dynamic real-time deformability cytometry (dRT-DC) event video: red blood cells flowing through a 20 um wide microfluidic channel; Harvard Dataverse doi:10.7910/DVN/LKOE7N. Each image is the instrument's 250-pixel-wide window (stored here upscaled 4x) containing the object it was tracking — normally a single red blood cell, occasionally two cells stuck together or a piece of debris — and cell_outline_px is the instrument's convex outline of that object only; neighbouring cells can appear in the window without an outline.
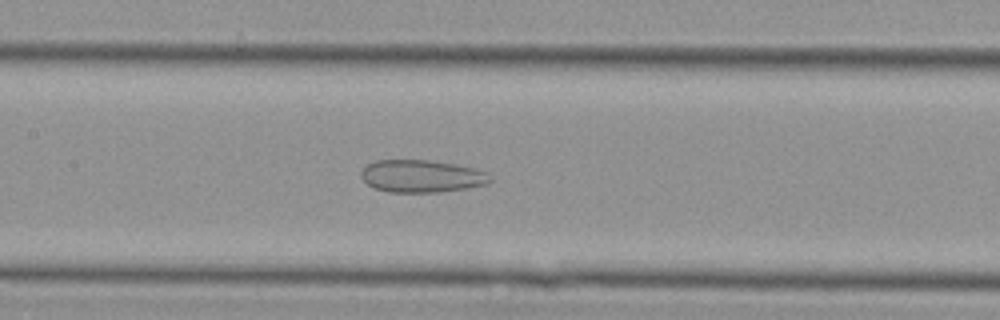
{"species": "Egyptian fruit bat (a non-hibernating species)", "species_latin": "Rousettus aegyptiacus", "temperature_condition": "cold", "stored_images_in_passage": 30, "camera_frame_rate_fps": 3000, "um_per_image_px": 0.085, "animal": {"sex": "female"}, "frame": {"image": 1, "passage_image": 10, "time_ms": 3.0, "image_size_px": [1000, 320], "cell_outline_px": [[492, 180], [488, 184], [464, 188], [436, 192], [388, 192], [376, 188], [368, 184], [360, 176], [360, 172], [368, 164], [376, 160], [428, 160], [456, 164], [488, 172]], "centroid_in_image_um": [35.84, 14.97], "position_along_channel_um": 171.6, "area_um2": 24.28}}
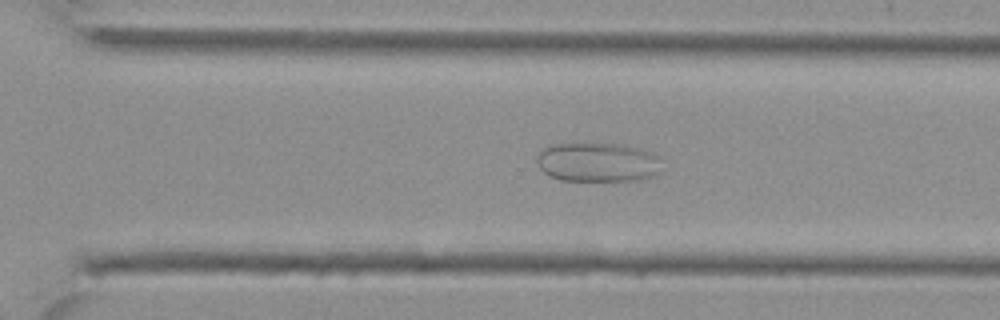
{"frame": {"image": 2, "passage_image": 20, "time_ms": 6.333, "image_size_px": [1000, 320], "cell_outline_px": [[664, 172], [656, 176], [644, 180], [560, 180], [544, 172], [540, 168], [536, 160], [540, 148], [556, 144], [576, 140], [580, 140], [620, 144], [640, 148], [652, 152], [656, 156]], "centroid_in_image_um": [50.81, 13.74], "position_along_channel_um": 319.8, "area_um2": 29.77}}
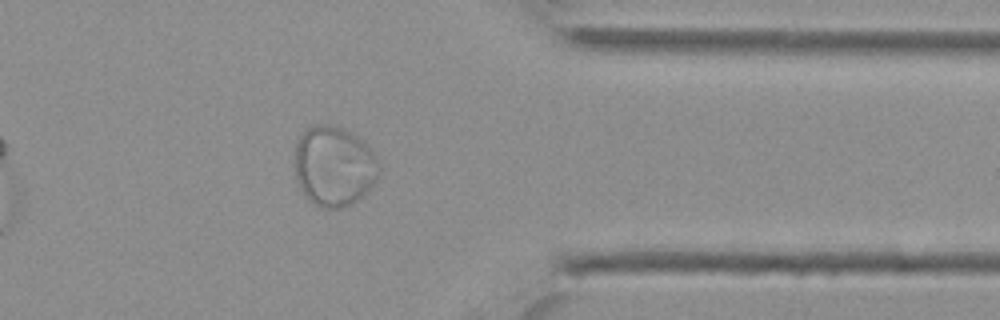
{"frame": {"image": 3, "passage_image": 25, "time_ms": 8.0, "image_size_px": [1000, 320], "cell_outline_px": [[380, 172], [376, 180], [352, 204], [340, 208], [320, 208], [308, 200], [300, 188], [296, 180], [296, 140], [312, 124], [332, 124], [344, 128], [352, 132], [372, 148], [380, 164]], "centroid_in_image_um": [28.4, 14.1], "position_along_channel_um": 383.0, "area_um2": 39.65}}